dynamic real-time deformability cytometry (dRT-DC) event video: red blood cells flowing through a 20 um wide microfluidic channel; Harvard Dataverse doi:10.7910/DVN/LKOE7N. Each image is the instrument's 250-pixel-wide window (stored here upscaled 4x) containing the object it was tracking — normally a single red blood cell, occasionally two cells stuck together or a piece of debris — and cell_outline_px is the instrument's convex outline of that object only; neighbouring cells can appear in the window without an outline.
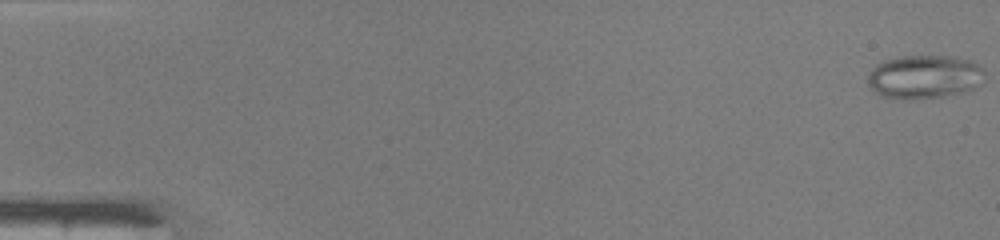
{"species": "common noctule bat (a hibernating species)", "species_latin": "Nyctalus noctula", "temperature_condition": "warm", "stored_images_in_passage": 16, "camera_frame_rate_fps": 3000, "um_per_image_px": 0.085, "animal": {"sex": "male", "body_mass_g": 19.0, "forearm_length_mm": 50.8}, "frame": {"image": 1, "passage_image": 1, "time_ms": 0.0, "image_size_px": [1000, 240], "cell_outline_px": [[984, 80], [972, 88], [960, 92], [944, 96], [912, 100], [900, 100], [880, 96], [868, 84], [868, 76], [872, 68], [876, 64], [884, 60], [900, 56], [956, 56], [972, 60], [984, 68]], "centroid_in_image_um": [78.56, 6.53], "position_along_channel_um": 6.4, "area_um2": 30.06}}